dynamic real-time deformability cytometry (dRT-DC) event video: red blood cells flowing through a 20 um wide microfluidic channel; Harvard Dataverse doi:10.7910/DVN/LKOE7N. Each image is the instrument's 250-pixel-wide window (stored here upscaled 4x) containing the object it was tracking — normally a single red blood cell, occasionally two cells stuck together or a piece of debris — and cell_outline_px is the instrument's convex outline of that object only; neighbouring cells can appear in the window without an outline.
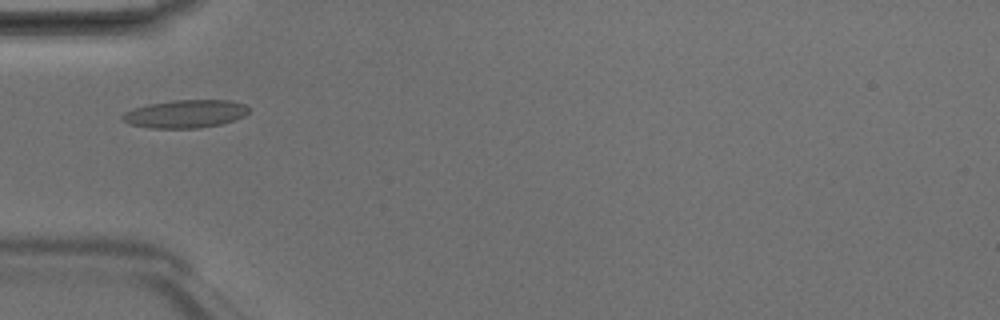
{"species": "Egyptian fruit bat (a non-hibernating species)", "species_latin": "Rousettus aegyptiacus", "temperature_condition": "room temperature", "stored_images_in_passage": 5, "camera_frame_rate_fps": 3000, "um_per_image_px": 0.085, "animal": {"sex": "male"}, "frame": {"image": 1, "passage_image": 4, "time_ms": 1.0, "image_size_px": [1000, 320], "cell_outline_px": [[248, 112], [244, 116], [220, 124], [200, 128], [148, 128], [128, 124], [120, 120], [120, 116], [124, 112], [132, 108], [148, 104], [172, 100], [232, 100], [244, 104], [248, 108]], "centroid_in_image_um": [15.68, 9.68], "position_along_channel_um": 69.3, "area_um2": 20.81}}